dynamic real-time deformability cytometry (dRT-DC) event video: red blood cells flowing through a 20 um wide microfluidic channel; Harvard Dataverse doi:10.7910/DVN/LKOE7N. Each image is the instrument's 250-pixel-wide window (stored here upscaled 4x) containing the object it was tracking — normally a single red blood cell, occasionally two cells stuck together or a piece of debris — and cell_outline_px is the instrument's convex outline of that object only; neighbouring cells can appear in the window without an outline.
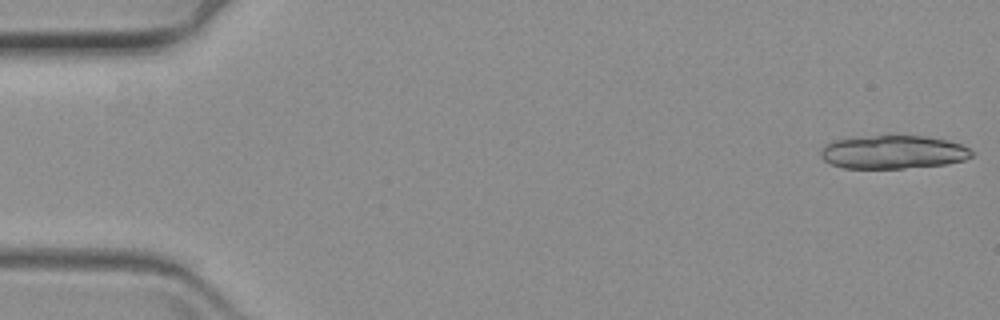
{"species": "common noctule bat (a hibernating species)", "species_latin": "Nyctalus noctula", "temperature_condition": "warm", "stored_images_in_passage": 14, "camera_frame_rate_fps": 3000, "um_per_image_px": 0.085, "animal": {"sex": "female", "body_mass_g": 19.3, "forearm_length_mm": 54.1}, "frame": {"image": 1, "passage_image": 1, "time_ms": 0.0, "image_size_px": [1000, 320], "cell_outline_px": [[972, 156], [964, 160], [944, 164], [904, 168], [844, 168], [832, 164], [824, 160], [820, 156], [820, 148], [824, 144], [832, 140], [852, 136], [924, 136], [948, 140], [960, 144], [968, 148], [972, 152]], "centroid_in_image_um": [75.84, 12.91], "position_along_channel_um": 9.2, "area_um2": 29.54}}